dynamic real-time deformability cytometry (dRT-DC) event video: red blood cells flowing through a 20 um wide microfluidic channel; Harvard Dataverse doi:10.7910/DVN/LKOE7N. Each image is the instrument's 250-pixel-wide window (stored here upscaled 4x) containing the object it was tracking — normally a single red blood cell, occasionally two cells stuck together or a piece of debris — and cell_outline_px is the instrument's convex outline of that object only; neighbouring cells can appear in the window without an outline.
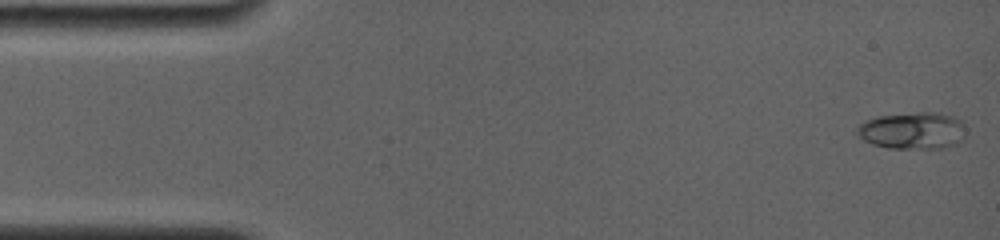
{"species": "common noctule bat (a hibernating species)", "species_latin": "Nyctalus noctula", "temperature_condition": "room temperature", "stored_images_in_passage": 6, "camera_frame_rate_fps": 4000, "um_per_image_px": 0.085, "animal": {"sex": "female", "body_mass_g": 19.0, "forearm_length_mm": 56.7}, "frame": {"image": 1, "passage_image": 1, "time_ms": 0.0, "image_size_px": [1000, 240], "cell_outline_px": [[964, 136], [956, 144], [944, 148], [888, 148], [872, 144], [864, 140], [856, 132], [856, 128], [860, 124], [876, 116], [920, 112], [940, 112], [952, 116], [960, 120], [964, 128]], "centroid_in_image_um": [77.57, 11.1], "position_along_channel_um": 7.4, "area_um2": 23.35}}
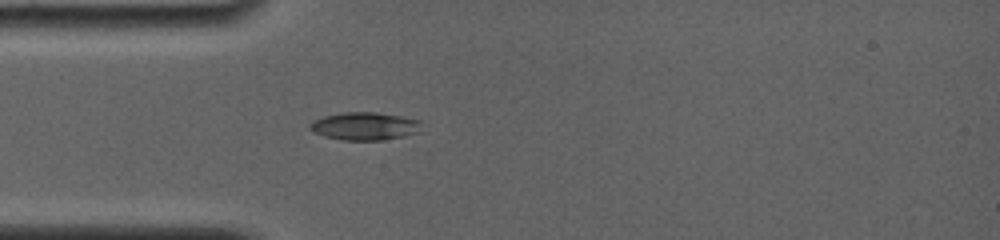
{"frame": {"image": 2, "passage_image": 6, "time_ms": 4.25, "image_size_px": [1000, 240], "cell_outline_px": [[424, 124], [420, 132], [404, 136], [380, 140], [344, 140], [324, 136], [312, 132], [308, 128], [308, 124], [312, 120], [324, 116], [344, 112], [376, 112], [400, 116], [420, 120]], "centroid_in_image_um": [31.0, 10.72], "position_along_channel_um": 54.0, "area_um2": 18.38}}